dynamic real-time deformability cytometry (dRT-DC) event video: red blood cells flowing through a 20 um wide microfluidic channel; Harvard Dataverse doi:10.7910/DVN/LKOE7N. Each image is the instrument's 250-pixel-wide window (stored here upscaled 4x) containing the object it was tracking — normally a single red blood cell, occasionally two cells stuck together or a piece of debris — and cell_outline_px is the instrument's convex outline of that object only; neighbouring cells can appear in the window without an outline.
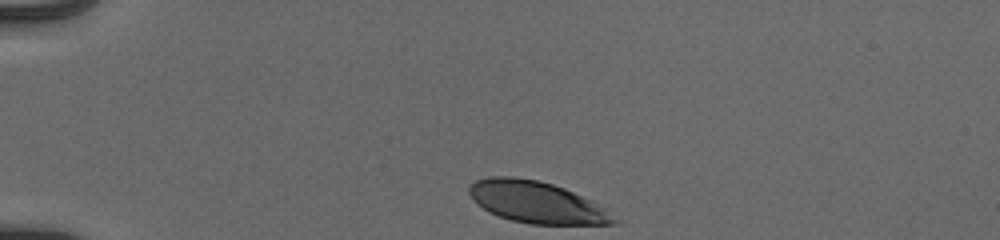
{"species": "human", "species_latin": "Homo sapiens", "temperature_condition": "cold", "stored_images_in_passage": 34, "camera_frame_rate_fps": 3000, "um_per_image_px": 0.085, "donor": {"sex": "male"}, "frame": {"image": 1, "passage_image": 1, "time_ms": 0.0, "image_size_px": [1000, 240], "cell_outline_px": [[624, 220], [616, 224], [532, 224], [512, 220], [488, 212], [468, 192], [468, 188], [476, 180], [488, 176], [512, 176], [536, 180], [552, 184], [564, 188], [592, 200]], "centroid_in_image_um": [45.7, 17.2], "position_along_channel_um": 39.3, "area_um2": 35.08}}
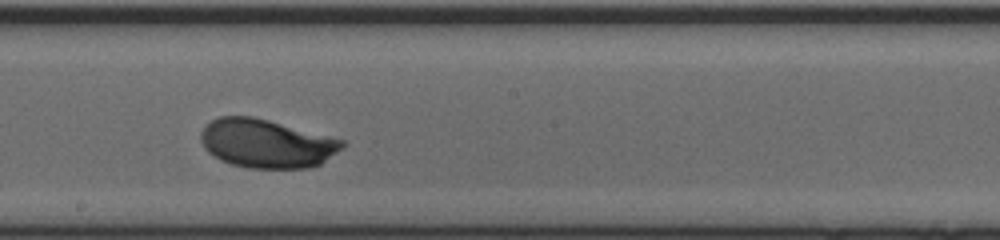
{"frame": {"image": 2, "passage_image": 20, "time_ms": 6.333, "image_size_px": [1000, 240], "cell_outline_px": [[348, 144], [344, 148], [320, 164], [308, 168], [248, 168], [232, 164], [220, 160], [208, 152], [204, 148], [200, 140], [200, 132], [212, 120], [220, 116], [252, 116], [268, 120], [344, 140]], "centroid_in_image_um": [22.66, 12.2], "position_along_channel_um": 225.5, "area_um2": 40.06}}
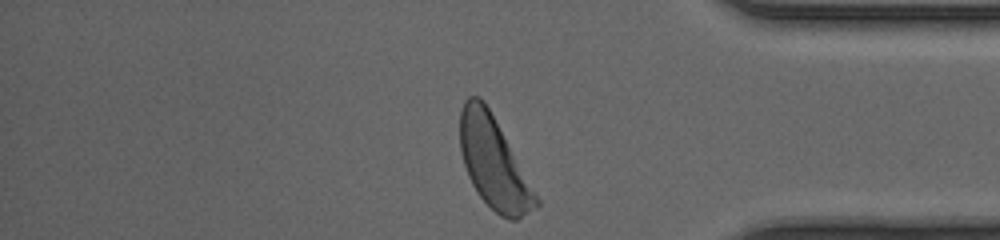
{"frame": {"image": 3, "passage_image": 34, "time_ms": 11.0, "image_size_px": [1000, 240], "cell_outline_px": [[540, 204], [536, 208], [516, 220], [508, 220], [500, 216], [480, 196], [472, 184], [468, 176], [460, 152], [460, 108], [464, 100], [468, 96], [480, 96], [484, 100], [540, 200]], "centroid_in_image_um": [41.94, 13.83], "position_along_channel_um": 393.3, "area_um2": 39.94}, "authors_computed_cell_mechanics": {"area_um2": 39.593, "velocity_mm_per_s": 3.8762, "shape_relaxation_time_tau1_ms": 2.3278, "shape_relaxation_time_tau2_ms": null, "deformation_change_tau1": 0.1424, "deformation_change_tau2": null}}